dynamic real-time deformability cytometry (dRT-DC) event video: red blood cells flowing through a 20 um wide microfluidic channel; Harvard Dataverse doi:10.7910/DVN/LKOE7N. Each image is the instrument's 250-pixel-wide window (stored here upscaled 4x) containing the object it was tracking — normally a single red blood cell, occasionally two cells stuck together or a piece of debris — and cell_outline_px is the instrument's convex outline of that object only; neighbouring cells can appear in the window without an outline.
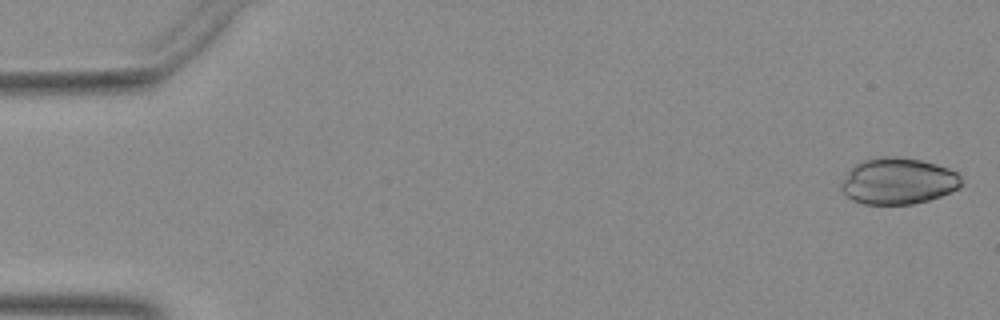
{"species": "Egyptian fruit bat (a non-hibernating species)", "species_latin": "Rousettus aegyptiacus", "temperature_condition": "warm", "stored_images_in_passage": 50, "camera_frame_rate_fps": 3000, "um_per_image_px": 0.085, "animal": {"sex": "female"}, "frame": {"image": 1, "passage_image": 1, "time_ms": 0.0, "image_size_px": [1000, 320], "cell_outline_px": [[960, 188], [940, 196], [928, 200], [912, 204], [864, 204], [852, 200], [840, 188], [848, 172], [856, 164], [864, 160], [880, 156], [896, 156], [920, 160], [936, 164], [948, 168], [956, 172], [960, 176]], "centroid_in_image_um": [76.35, 15.39], "position_along_channel_um": 8.6, "area_um2": 32.19}}
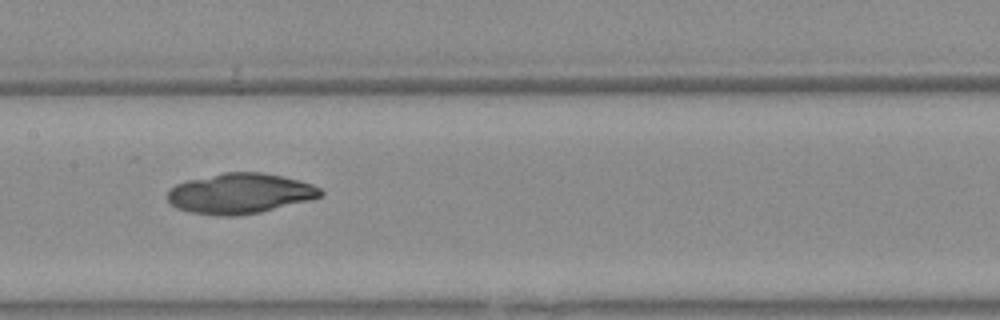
{"frame": {"image": 2, "passage_image": 25, "time_ms": 8.0, "image_size_px": [1000, 320], "cell_outline_px": [[324, 196], [312, 200], [260, 212], [236, 216], [220, 216], [188, 212], [176, 208], [168, 200], [168, 192], [176, 184], [188, 180], [224, 172], [260, 172], [300, 180], [312, 184], [320, 188], [324, 192]], "centroid_in_image_um": [20.44, 16.45], "position_along_channel_um": 187.0, "area_um2": 36.07}}
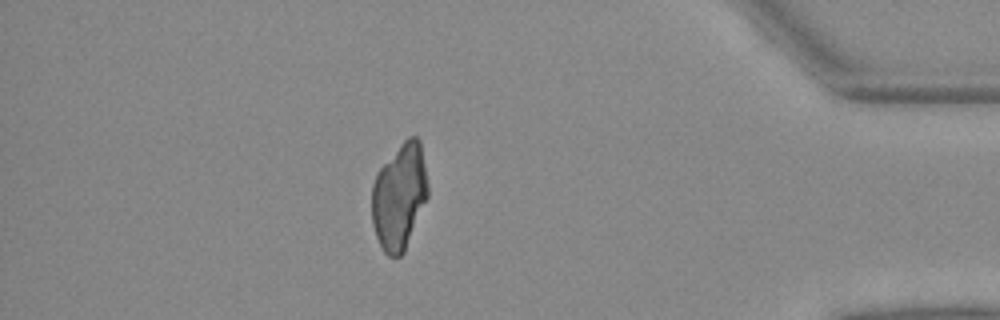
{"frame": {"image": 3, "passage_image": 44, "time_ms": 14.333, "image_size_px": [1000, 320], "cell_outline_px": [[428, 196], [404, 252], [400, 256], [388, 256], [384, 252], [376, 236], [372, 224], [372, 184], [376, 172], [400, 144], [408, 136], [416, 136], [420, 140], [428, 184]], "centroid_in_image_um": [33.94, 16.69], "position_along_channel_um": 401.3, "area_um2": 34.62}}